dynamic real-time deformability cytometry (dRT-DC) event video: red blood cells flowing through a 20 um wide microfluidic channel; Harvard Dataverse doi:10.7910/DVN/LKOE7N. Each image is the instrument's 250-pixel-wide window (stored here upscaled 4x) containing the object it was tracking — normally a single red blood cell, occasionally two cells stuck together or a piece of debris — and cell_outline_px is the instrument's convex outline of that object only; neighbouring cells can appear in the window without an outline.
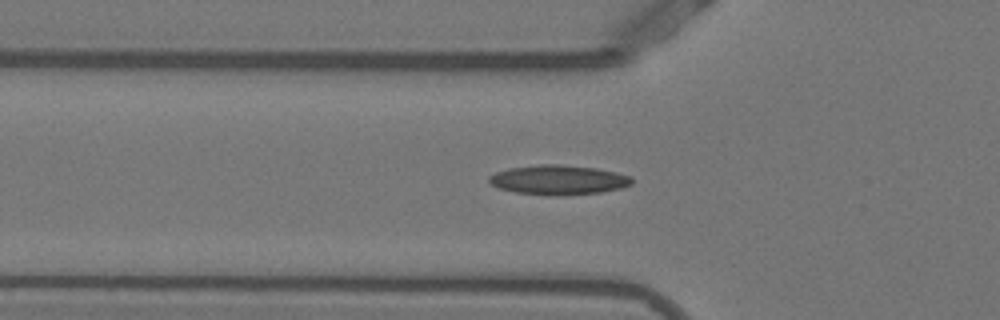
{"species": "Egyptian fruit bat (a non-hibernating species)", "species_latin": "Rousettus aegyptiacus", "temperature_condition": "warm", "stored_images_in_passage": 31, "camera_frame_rate_fps": 3000, "um_per_image_px": 0.085, "animal": {"sex": "female"}, "frame": {"image": 1, "passage_image": 8, "time_ms": 2.333, "image_size_px": [1000, 320], "cell_outline_px": [[632, 184], [620, 188], [600, 192], [556, 196], [548, 196], [516, 192], [500, 188], [492, 184], [488, 180], [488, 176], [496, 172], [508, 168], [540, 164], [560, 164], [596, 168], [616, 172], [632, 176]], "centroid_in_image_um": [47.46, 15.28], "position_along_channel_um": 78.3, "area_um2": 24.68}}
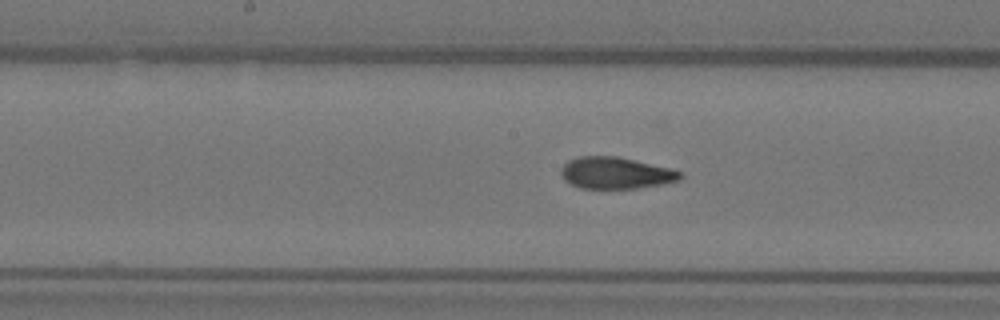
{"frame": {"image": 2, "passage_image": 17, "time_ms": 5.333, "image_size_px": [1000, 320], "cell_outline_px": [[684, 176], [680, 180], [664, 184], [636, 188], [580, 188], [564, 180], [560, 172], [560, 168], [568, 160], [580, 156], [616, 156], [672, 168], [680, 172]], "centroid_in_image_um": [52.35, 14.7], "position_along_channel_um": 195.9, "area_um2": 22.08}}
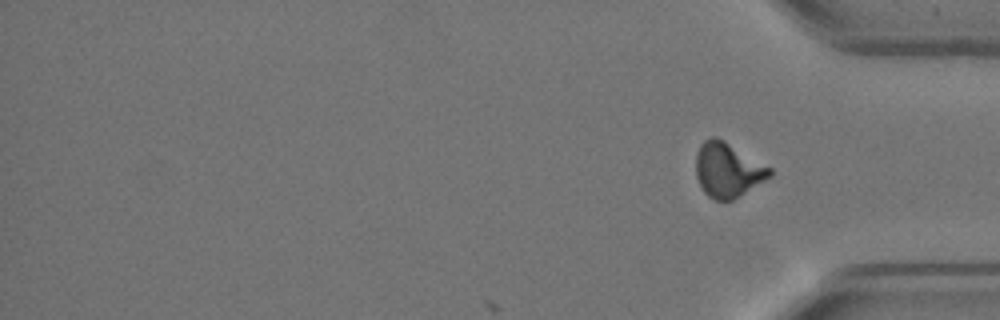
{"frame": {"image": 3, "passage_image": 31, "time_ms": 10.0, "image_size_px": [1000, 320], "cell_outline_px": [[772, 176], [732, 200], [716, 200], [708, 196], [704, 192], [696, 176], [696, 152], [700, 144], [704, 140], [712, 136], [716, 136], [724, 140], [772, 168]], "centroid_in_image_um": [61.85, 14.42], "position_along_channel_um": 373.4, "area_um2": 23.47}, "authors_computed_cell_mechanics": {"area_um2": 22.4842, "velocity_mm_per_s": 3.8725, "shape_relaxation_time_tau1_ms": 9.2947, "shape_relaxation_time_tau2_ms": 1.1184, "deformation_change_tau1": 0.2628, "deformation_change_tau2": 0.0769}}